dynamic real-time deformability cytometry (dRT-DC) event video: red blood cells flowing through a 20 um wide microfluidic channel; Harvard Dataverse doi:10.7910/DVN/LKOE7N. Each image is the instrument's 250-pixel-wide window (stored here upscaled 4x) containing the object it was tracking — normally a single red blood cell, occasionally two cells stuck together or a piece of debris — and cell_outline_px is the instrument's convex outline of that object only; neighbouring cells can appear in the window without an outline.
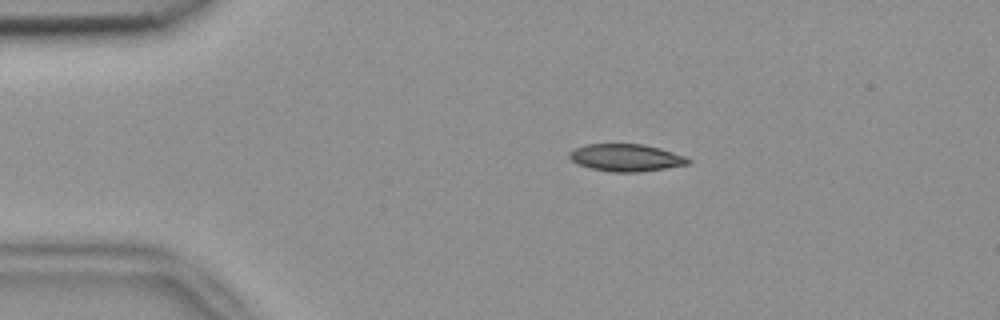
{"species": "common noctule bat (a hibernating species)", "species_latin": "Nyctalus noctula", "temperature_condition": "room temperature", "stored_images_in_passage": 3, "camera_frame_rate_fps": 3000, "um_per_image_px": 0.085, "animal": {"sex": "female", "body_mass_g": 18.4}, "frame": {"image": 1, "passage_image": 1, "time_ms": 0.0, "image_size_px": [1000, 320], "cell_outline_px": [[692, 160], [688, 164], [640, 172], [612, 172], [592, 168], [580, 164], [572, 160], [568, 156], [568, 152], [584, 144], [644, 144], [660, 148], [684, 156]], "centroid_in_image_um": [53.21, 13.39], "position_along_channel_um": 31.8, "area_um2": 18.73}}